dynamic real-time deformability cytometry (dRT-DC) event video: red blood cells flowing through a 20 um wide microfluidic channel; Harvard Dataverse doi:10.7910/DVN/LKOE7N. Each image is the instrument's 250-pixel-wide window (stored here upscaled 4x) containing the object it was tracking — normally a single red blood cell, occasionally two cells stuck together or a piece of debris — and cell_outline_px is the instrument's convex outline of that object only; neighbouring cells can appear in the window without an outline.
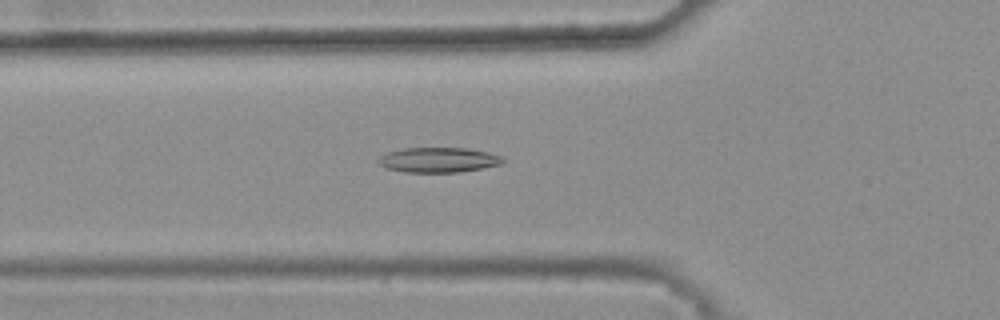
{"species": "common noctule bat (a hibernating species)", "species_latin": "Nyctalus noctula", "temperature_condition": "warm", "stored_images_in_passage": 39, "camera_frame_rate_fps": 3000, "um_per_image_px": 0.085, "animal": {"sex": "female", "body_mass_g": 25.1}, "frame": {"image": 1, "passage_image": 12, "time_ms": 3.667, "image_size_px": [1000, 320], "cell_outline_px": [[504, 164], [484, 168], [460, 172], [404, 172], [384, 168], [376, 160], [380, 156], [388, 152], [400, 148], [468, 148], [488, 152], [500, 156], [504, 160]], "centroid_in_image_um": [37.26, 13.59], "position_along_channel_um": 88.5, "area_um2": 18.32}}
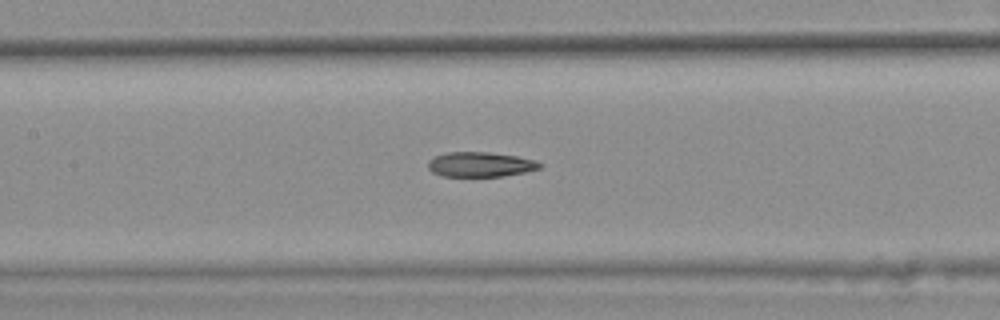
{"frame": {"image": 2, "passage_image": 18, "time_ms": 5.667, "image_size_px": [1000, 320], "cell_outline_px": [[544, 164], [540, 168], [524, 172], [504, 176], [444, 176], [432, 172], [428, 168], [428, 160], [436, 156], [448, 152], [488, 152], [516, 156], [536, 160]], "centroid_in_image_um": [40.85, 13.97], "position_along_channel_um": 166.6, "area_um2": 16.13}}
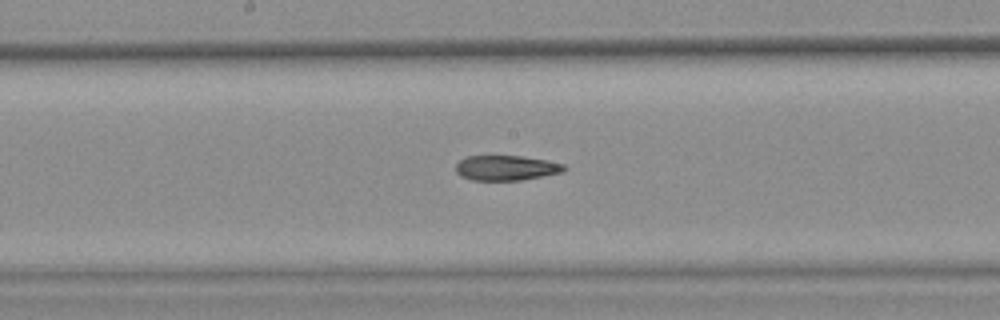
{"frame": {"image": 3, "passage_image": 21, "time_ms": 6.667, "image_size_px": [1000, 320], "cell_outline_px": [[568, 168], [564, 172], [520, 180], [472, 180], [460, 176], [456, 172], [456, 164], [464, 156], [520, 156], [544, 160], [564, 164]], "centroid_in_image_um": [43.01, 14.27], "position_along_channel_um": 205.2, "area_um2": 15.78}, "authors_computed_cell_mechanics": {"area_um2": 16.9354, "velocity_mm_per_s": 3.8807, "shape_relaxation_time_tau1_ms": null, "shape_relaxation_time_tau2_ms": 3.4969, "deformation_change_tau1": null, "deformation_change_tau2": 0.1167}}